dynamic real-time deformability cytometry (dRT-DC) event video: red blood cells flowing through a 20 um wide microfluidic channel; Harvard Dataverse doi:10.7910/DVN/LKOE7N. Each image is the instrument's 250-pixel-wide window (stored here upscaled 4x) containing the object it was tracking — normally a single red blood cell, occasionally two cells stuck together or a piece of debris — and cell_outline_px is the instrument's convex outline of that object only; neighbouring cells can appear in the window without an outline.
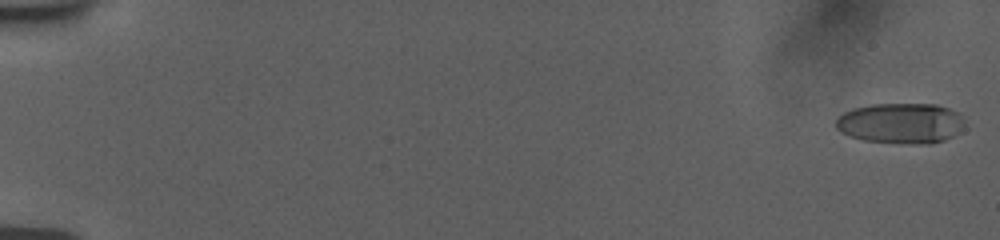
{"species": "human", "species_latin": "Homo sapiens", "temperature_condition": "room temperature", "stored_images_in_passage": 8, "camera_frame_rate_fps": 3000, "um_per_image_px": 0.085, "donor": {"sex": "female"}, "frame": {"image": 1, "passage_image": 1, "time_ms": 0.0, "image_size_px": [1000, 240], "cell_outline_px": [[964, 124], [952, 136], [944, 140], [928, 144], [920, 144], [864, 140], [840, 132], [836, 128], [836, 120], [844, 112], [852, 108], [872, 104], [936, 104], [960, 112], [964, 120]], "centroid_in_image_um": [76.57, 10.46], "position_along_channel_um": 8.4, "area_um2": 30.23}}
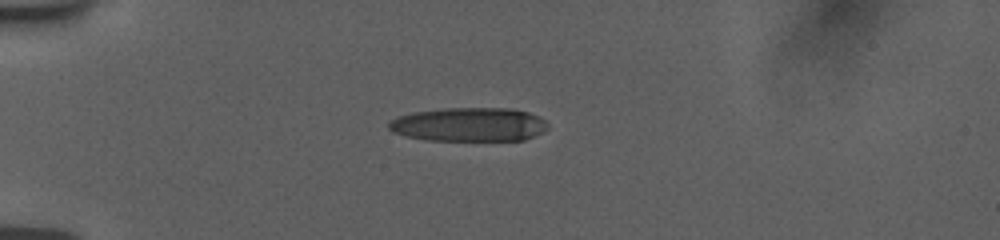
{"frame": {"image": 2, "passage_image": 6, "time_ms": 5.0, "image_size_px": [1000, 240], "cell_outline_px": [[548, 128], [544, 132], [524, 140], [424, 140], [404, 136], [392, 132], [388, 128], [388, 124], [396, 116], [416, 112], [444, 108], [512, 108], [528, 112], [540, 116], [548, 124]], "centroid_in_image_um": [39.88, 10.58], "position_along_channel_um": 45.1, "area_um2": 31.62}}
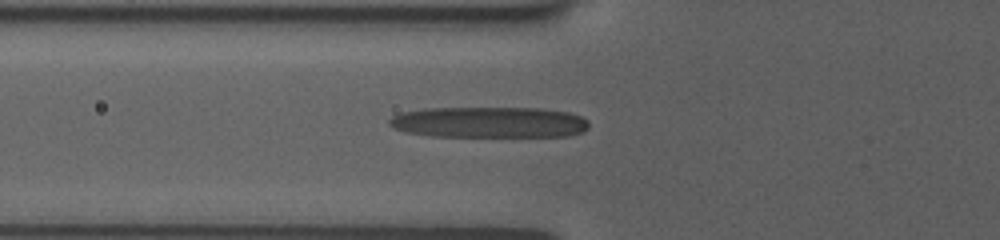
{"frame": {"image": 3, "passage_image": 8, "time_ms": 7.0, "image_size_px": [1000, 240], "cell_outline_px": [[588, 128], [584, 132], [568, 136], [432, 136], [404, 132], [392, 128], [388, 124], [388, 120], [392, 116], [400, 112], [424, 108], [540, 108], [568, 112], [580, 116], [588, 120]], "centroid_in_image_um": [41.54, 10.39], "position_along_channel_um": 84.3, "area_um2": 36.36}}